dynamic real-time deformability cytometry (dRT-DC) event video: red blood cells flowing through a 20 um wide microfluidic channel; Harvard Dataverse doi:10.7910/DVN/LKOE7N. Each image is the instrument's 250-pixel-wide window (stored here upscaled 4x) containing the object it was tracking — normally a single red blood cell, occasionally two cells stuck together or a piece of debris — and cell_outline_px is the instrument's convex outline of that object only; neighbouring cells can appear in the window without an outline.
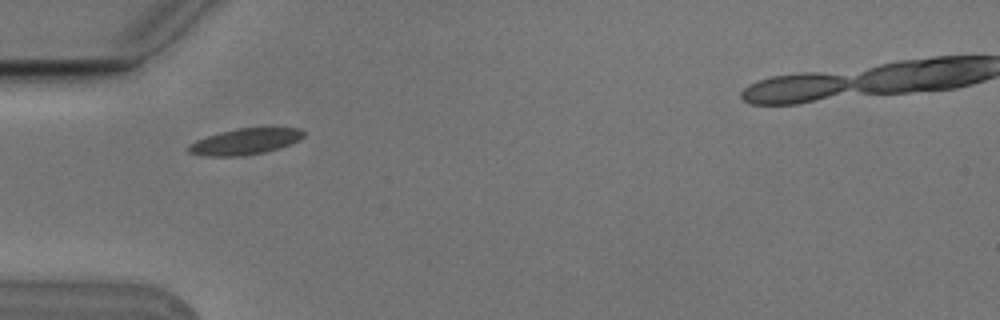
{"species": "Egyptian fruit bat (a non-hibernating species)", "species_latin": "Rousettus aegyptiacus", "temperature_condition": "cold", "stored_images_in_passage": 3, "camera_frame_rate_fps": 3000, "um_per_image_px": 0.085, "animal": {"sex": "male"}, "frame": {"image": 1, "passage_image": 1, "time_ms": 0.0, "image_size_px": [1000, 320], "cell_outline_px": [[304, 136], [300, 140], [264, 152], [240, 156], [200, 156], [188, 152], [188, 144], [196, 140], [220, 132], [236, 128], [300, 128], [304, 132]], "centroid_in_image_um": [20.79, 12.03], "position_along_channel_um": 64.2, "area_um2": 17.34}}
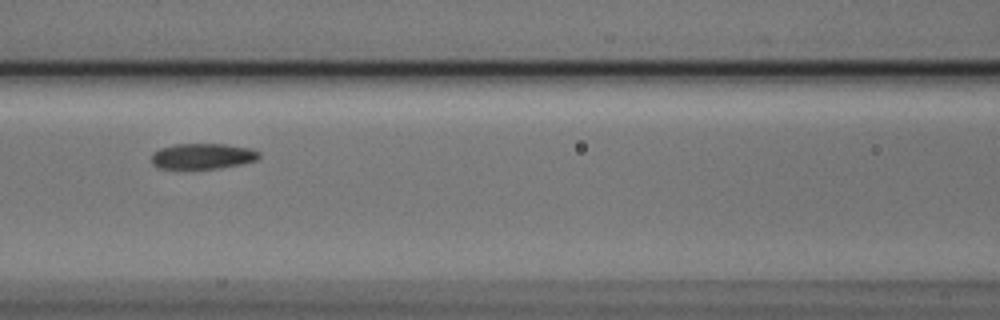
{"frame": {"image": 2, "passage_image": 3, "time_ms": 0.667, "image_size_px": [1000, 320], "cell_outline_px": [[260, 156], [256, 160], [244, 164], [220, 168], [160, 168], [152, 164], [152, 152], [160, 148], [176, 144], [224, 144], [252, 148], [260, 152]], "centroid_in_image_um": [17.26, 13.27], "position_along_channel_um": 149.3, "area_um2": 16.13}}